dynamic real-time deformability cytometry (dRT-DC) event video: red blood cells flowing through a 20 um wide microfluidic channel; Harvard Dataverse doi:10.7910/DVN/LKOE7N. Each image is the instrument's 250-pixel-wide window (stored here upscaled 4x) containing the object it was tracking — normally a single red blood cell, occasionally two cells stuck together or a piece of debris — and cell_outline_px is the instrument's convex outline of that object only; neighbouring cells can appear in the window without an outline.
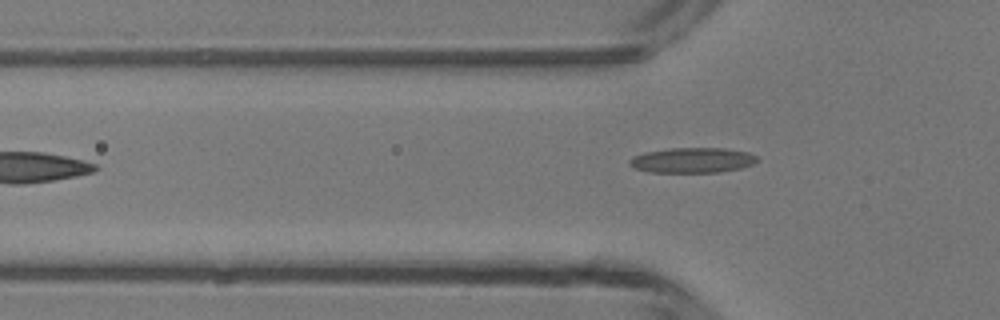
{"species": "common noctule bat (a hibernating species)", "species_latin": "Nyctalus noctula", "temperature_condition": "room temperature", "stored_images_in_passage": 3, "camera_frame_rate_fps": 3000, "um_per_image_px": 0.085, "animal": {"sex": "male", "body_mass_g": 13.3}, "frame": {"image": 1, "passage_image": 2, "time_ms": 1.333, "image_size_px": [1000, 320], "cell_outline_px": [[760, 160], [752, 164], [740, 168], [720, 172], [648, 172], [636, 168], [628, 164], [628, 160], [632, 156], [644, 152], [672, 148], [724, 148], [748, 152], [756, 156]], "centroid_in_image_um": [58.84, 13.61], "position_along_channel_um": 67.0, "area_um2": 18.79}}
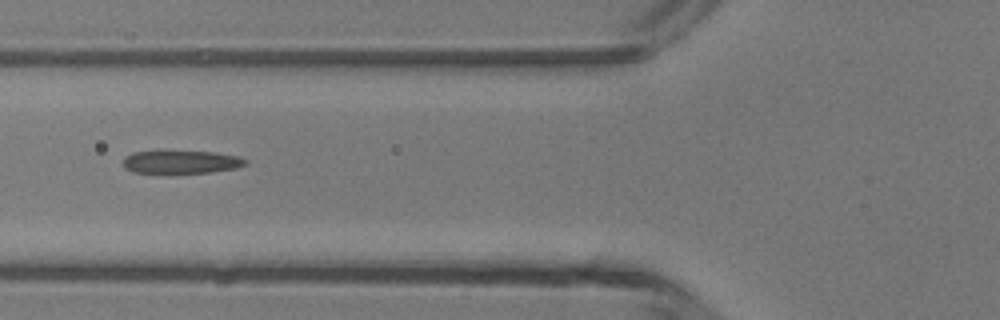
{"frame": {"image": 2, "passage_image": 3, "time_ms": 2.333, "image_size_px": [1000, 320], "cell_outline_px": [[248, 164], [236, 168], [212, 172], [172, 176], [168, 176], [132, 172], [124, 168], [124, 156], [132, 152], [164, 148], [216, 152], [240, 156], [248, 160]], "centroid_in_image_um": [15.34, 13.76], "position_along_channel_um": 110.5, "area_um2": 18.55}}